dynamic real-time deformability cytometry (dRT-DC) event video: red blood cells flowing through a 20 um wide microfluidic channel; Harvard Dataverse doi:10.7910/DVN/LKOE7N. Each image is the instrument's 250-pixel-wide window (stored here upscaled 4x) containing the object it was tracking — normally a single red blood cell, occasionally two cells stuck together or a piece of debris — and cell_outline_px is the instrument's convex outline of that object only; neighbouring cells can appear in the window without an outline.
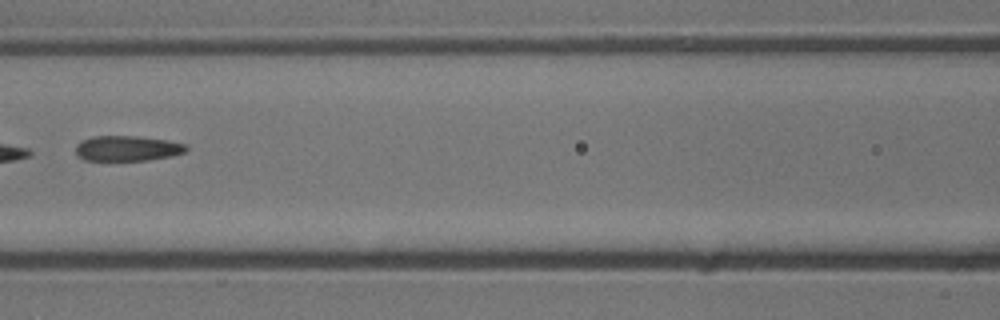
{"species": "common noctule bat (a hibernating species)", "species_latin": "Nyctalus noctula", "temperature_condition": "cold", "stored_images_in_passage": 7, "camera_frame_rate_fps": 3000, "um_per_image_px": 0.085, "animal": {"sex": "male", "body_mass_g": 13.3}, "frame": {"image": 1, "passage_image": 6, "time_ms": 1.667, "image_size_px": [1000, 320], "cell_outline_px": [[188, 148], [184, 152], [172, 156], [148, 160], [84, 160], [76, 156], [76, 144], [80, 140], [92, 136], [136, 136], [168, 140], [188, 144]], "centroid_in_image_um": [10.81, 12.6], "position_along_channel_um": 155.8, "area_um2": 16.47}}
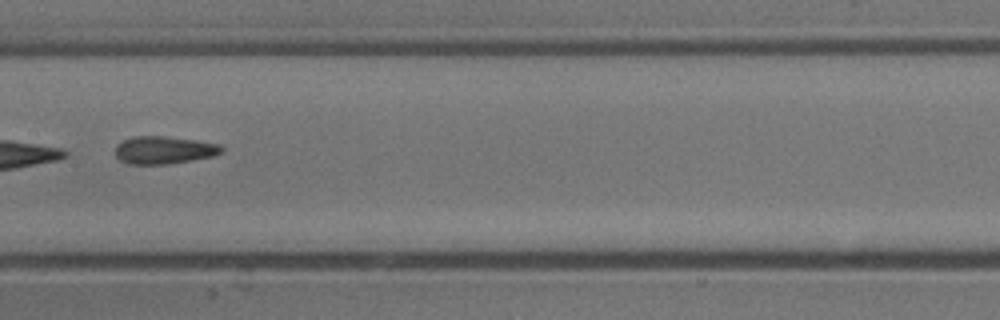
{"frame": {"image": 2, "passage_image": 7, "time_ms": 2.0, "image_size_px": [1000, 320], "cell_outline_px": [[224, 148], [220, 152], [212, 156], [192, 160], [168, 164], [128, 164], [120, 160], [116, 156], [116, 148], [124, 140], [136, 136], [164, 136], [196, 140], [220, 144]], "centroid_in_image_um": [13.95, 12.76], "position_along_channel_um": 193.4, "area_um2": 16.94}}